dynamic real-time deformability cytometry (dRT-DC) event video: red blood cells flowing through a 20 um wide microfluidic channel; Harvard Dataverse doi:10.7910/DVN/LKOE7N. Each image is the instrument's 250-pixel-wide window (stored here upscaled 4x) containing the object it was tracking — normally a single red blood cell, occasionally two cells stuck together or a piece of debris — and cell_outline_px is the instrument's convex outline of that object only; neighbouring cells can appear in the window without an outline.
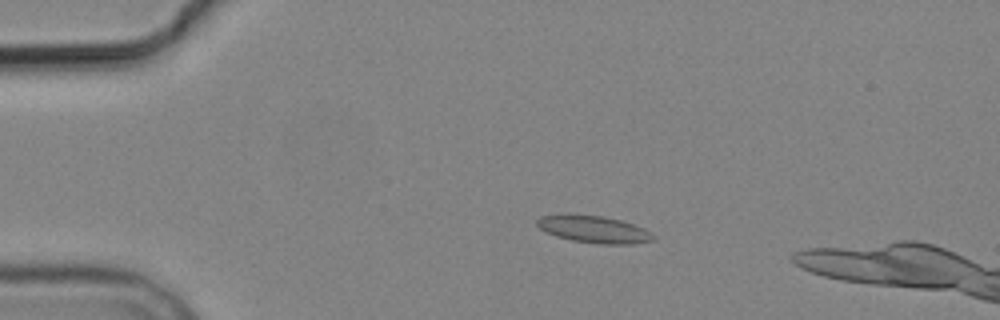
{"species": "common noctule bat (a hibernating species)", "species_latin": "Nyctalus noctula", "temperature_condition": "cold", "stored_images_in_passage": 4, "camera_frame_rate_fps": 3000, "um_per_image_px": 0.085, "animal": {"sex": "male", "body_mass_g": 19.2, "forearm_length_mm": 51.8}, "frame": {"image": 1, "passage_image": 3, "time_ms": 3.0, "image_size_px": [1000, 320], "cell_outline_px": [[656, 236], [652, 240], [632, 244], [600, 244], [572, 240], [556, 236], [540, 228], [536, 224], [536, 220], [540, 216], [604, 216], [620, 220], [644, 228]], "centroid_in_image_um": [50.53, 19.52], "position_along_channel_um": 34.5, "area_um2": 17.74}}